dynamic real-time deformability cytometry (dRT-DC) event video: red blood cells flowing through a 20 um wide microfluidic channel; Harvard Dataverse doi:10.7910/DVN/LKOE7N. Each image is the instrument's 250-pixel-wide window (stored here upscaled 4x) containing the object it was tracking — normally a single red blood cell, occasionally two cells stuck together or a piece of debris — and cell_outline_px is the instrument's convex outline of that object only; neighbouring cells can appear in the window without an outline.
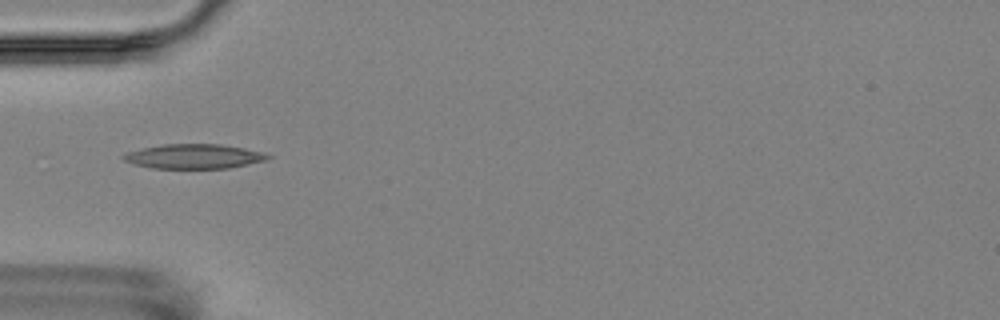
{"species": "Egyptian fruit bat (a non-hibernating species)", "species_latin": "Rousettus aegyptiacus", "temperature_condition": "room temperature", "stored_images_in_passage": 15, "camera_frame_rate_fps": 3000, "um_per_image_px": 0.085, "animal": {"sex": "female"}, "frame": {"image": 1, "passage_image": 5, "time_ms": 4.667, "image_size_px": [1000, 320], "cell_outline_px": [[272, 156], [268, 160], [228, 168], [152, 168], [136, 164], [124, 160], [120, 156], [128, 152], [144, 148], [164, 144], [220, 144], [244, 148], [260, 152]], "centroid_in_image_um": [16.5, 13.29], "position_along_channel_um": 68.5, "area_um2": 20.4}}
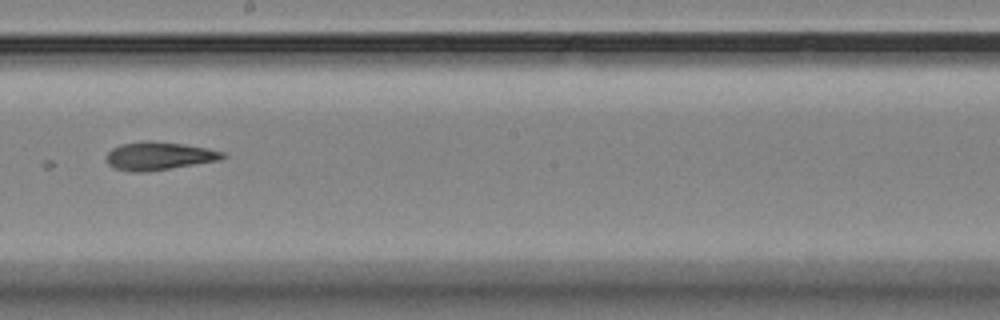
{"frame": {"image": 2, "passage_image": 9, "time_ms": 9.333, "image_size_px": [1000, 320], "cell_outline_px": [[228, 156], [220, 160], [144, 172], [132, 172], [116, 168], [108, 164], [108, 152], [112, 148], [120, 144], [144, 140], [148, 140], [184, 144], [208, 148], [224, 152]], "centroid_in_image_um": [13.53, 13.24], "position_along_channel_um": 234.7, "area_um2": 18.96}}
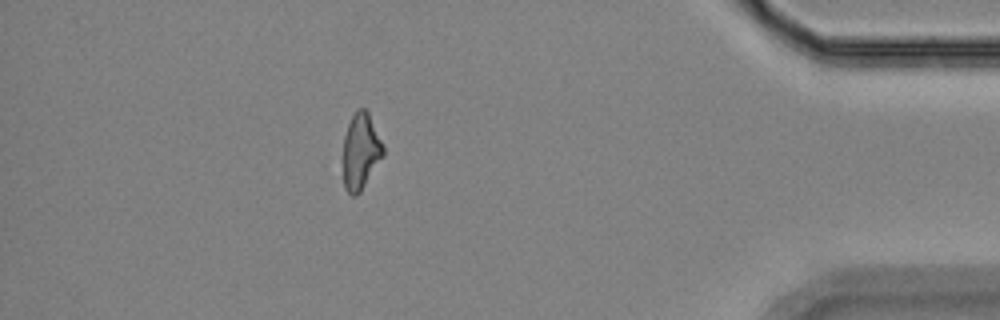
{"frame": {"image": 3, "passage_image": 14, "time_ms": 15.333, "image_size_px": [1000, 320], "cell_outline_px": [[384, 156], [360, 192], [356, 196], [352, 196], [344, 188], [340, 160], [344, 136], [348, 124], [356, 108], [364, 108], [368, 112], [384, 148]], "centroid_in_image_um": [30.6, 12.91], "position_along_channel_um": 404.6, "area_um2": 18.38}}